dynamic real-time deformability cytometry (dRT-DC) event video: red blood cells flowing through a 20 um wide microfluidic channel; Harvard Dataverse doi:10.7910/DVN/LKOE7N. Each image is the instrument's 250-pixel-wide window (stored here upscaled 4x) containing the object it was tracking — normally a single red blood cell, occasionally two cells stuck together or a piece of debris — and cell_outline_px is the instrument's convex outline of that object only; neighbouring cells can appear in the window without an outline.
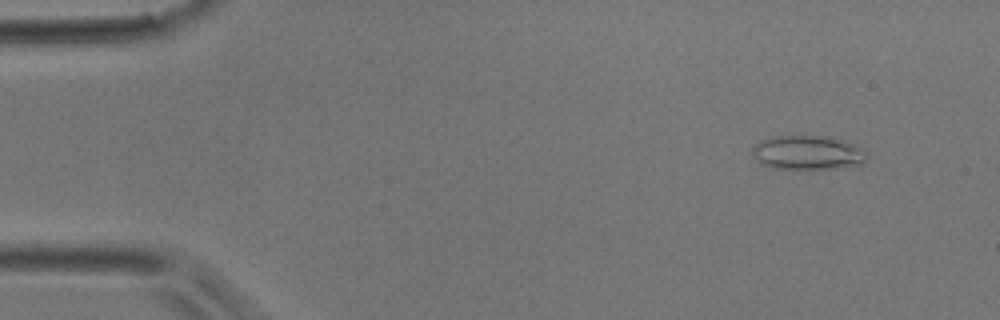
{"species": "common noctule bat (a hibernating species)", "species_latin": "Nyctalus noctula", "temperature_condition": "room temperature", "stored_images_in_passage": 4, "camera_frame_rate_fps": 3000, "um_per_image_px": 0.085, "animal": {"sex": "male", "body_mass_g": 17.9}, "frame": {"image": 1, "passage_image": 1, "time_ms": 0.0, "image_size_px": [1000, 320], "cell_outline_px": [[868, 160], [864, 164], [832, 168], [772, 168], [760, 164], [752, 156], [752, 148], [760, 140], [772, 136], [824, 136], [844, 140], [864, 148], [868, 152]], "centroid_in_image_um": [68.68, 12.97], "position_along_channel_um": 16.3, "area_um2": 23.06}}
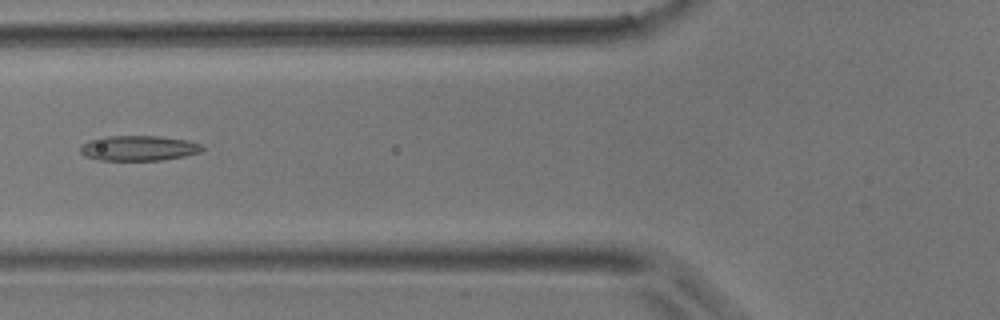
{"frame": {"image": 2, "passage_image": 4, "time_ms": 1.0, "image_size_px": [1000, 320], "cell_outline_px": [[204, 148], [200, 152], [184, 156], [160, 160], [100, 160], [84, 156], [80, 152], [80, 144], [88, 140], [104, 136], [160, 136], [188, 140], [200, 144]], "centroid_in_image_um": [11.74, 12.58], "position_along_channel_um": 114.1, "area_um2": 17.98}}